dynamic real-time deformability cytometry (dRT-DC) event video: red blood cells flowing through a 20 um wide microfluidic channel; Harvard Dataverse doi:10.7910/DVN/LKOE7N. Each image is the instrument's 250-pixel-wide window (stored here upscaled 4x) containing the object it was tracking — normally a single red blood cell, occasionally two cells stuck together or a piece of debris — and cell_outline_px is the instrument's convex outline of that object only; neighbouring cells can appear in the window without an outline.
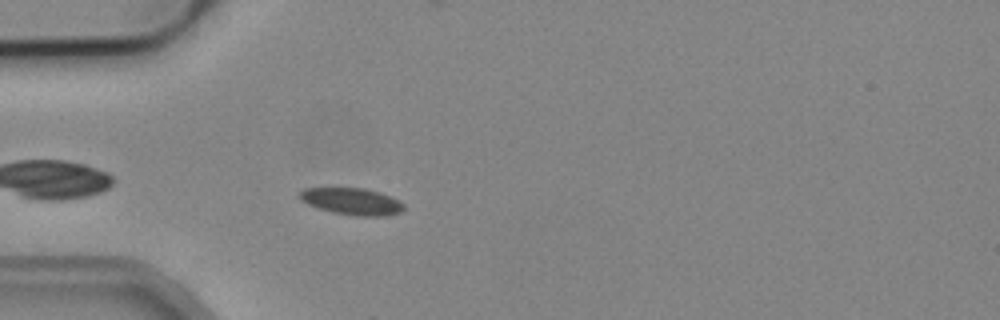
{"species": "common noctule bat (a hibernating species)", "species_latin": "Nyctalus noctula", "temperature_condition": "cold", "stored_images_in_passage": 3, "camera_frame_rate_fps": 3000, "um_per_image_px": 0.085, "animal": {"sex": "male", "body_mass_g": 19.2, "forearm_length_mm": 51.8}, "frame": {"image": 1, "passage_image": 3, "time_ms": 0.667, "image_size_px": [1000, 320], "cell_outline_px": [[404, 208], [400, 212], [388, 216], [356, 216], [332, 212], [316, 208], [300, 200], [300, 192], [304, 188], [364, 188], [380, 192], [392, 196], [404, 204]], "centroid_in_image_um": [29.93, 17.12], "position_along_channel_um": 55.1, "area_um2": 16.42}}